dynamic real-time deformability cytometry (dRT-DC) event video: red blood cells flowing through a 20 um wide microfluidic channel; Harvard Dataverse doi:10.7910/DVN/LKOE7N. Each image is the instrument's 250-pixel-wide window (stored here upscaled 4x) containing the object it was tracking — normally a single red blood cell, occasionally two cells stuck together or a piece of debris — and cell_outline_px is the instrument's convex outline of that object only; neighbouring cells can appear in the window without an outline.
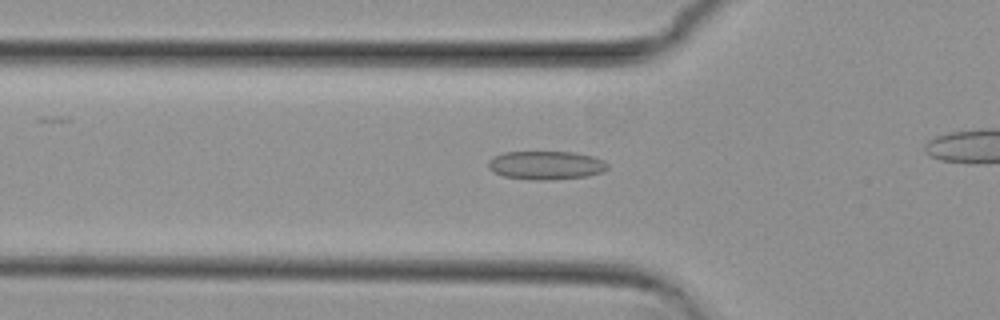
{"species": "common noctule bat (a hibernating species)", "species_latin": "Nyctalus noctula", "temperature_condition": "cold", "stored_images_in_passage": 43, "camera_frame_rate_fps": 3000, "um_per_image_px": 0.085, "animal": {"sex": "female", "body_mass_g": 29.2, "forearm_length_mm": 56.3}, "frame": {"image": 1, "passage_image": 18, "time_ms": 5.667, "image_size_px": [1000, 320], "cell_outline_px": [[608, 168], [600, 172], [588, 176], [552, 180], [528, 180], [504, 176], [492, 172], [488, 168], [488, 160], [492, 156], [504, 152], [572, 152], [592, 156], [604, 160], [608, 164]], "centroid_in_image_um": [46.37, 14.05], "position_along_channel_um": 79.4, "area_um2": 20.06}}
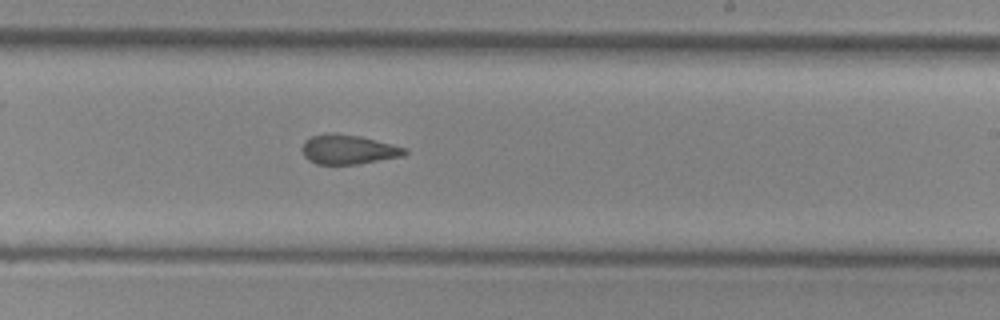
{"frame": {"image": 2, "passage_image": 32, "time_ms": 10.333, "image_size_px": [1000, 320], "cell_outline_px": [[408, 152], [404, 156], [356, 164], [316, 164], [308, 160], [304, 156], [300, 148], [304, 140], [312, 136], [328, 132], [332, 132], [360, 136], [408, 148]], "centroid_in_image_um": [29.58, 12.7], "position_along_channel_um": 259.4, "area_um2": 17.86}}
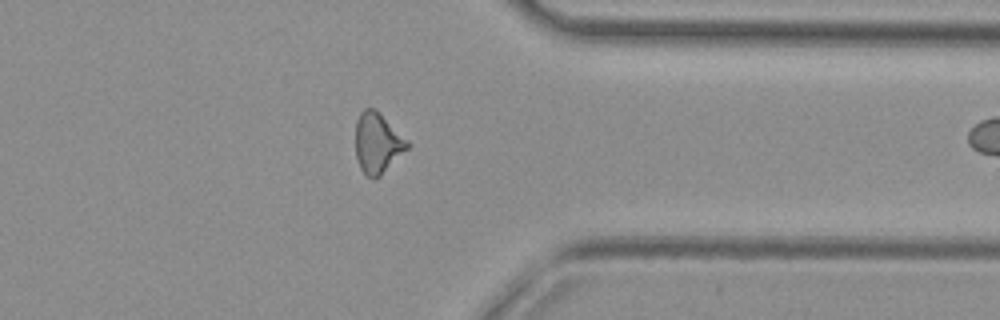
{"frame": {"image": 3, "passage_image": 42, "time_ms": 13.667, "image_size_px": [1000, 320], "cell_outline_px": [[412, 144], [380, 176], [368, 176], [360, 168], [356, 156], [356, 120], [360, 112], [364, 108], [372, 108], [380, 112]], "centroid_in_image_um": [32.1, 12.11], "position_along_channel_um": 379.3, "area_um2": 18.15}}